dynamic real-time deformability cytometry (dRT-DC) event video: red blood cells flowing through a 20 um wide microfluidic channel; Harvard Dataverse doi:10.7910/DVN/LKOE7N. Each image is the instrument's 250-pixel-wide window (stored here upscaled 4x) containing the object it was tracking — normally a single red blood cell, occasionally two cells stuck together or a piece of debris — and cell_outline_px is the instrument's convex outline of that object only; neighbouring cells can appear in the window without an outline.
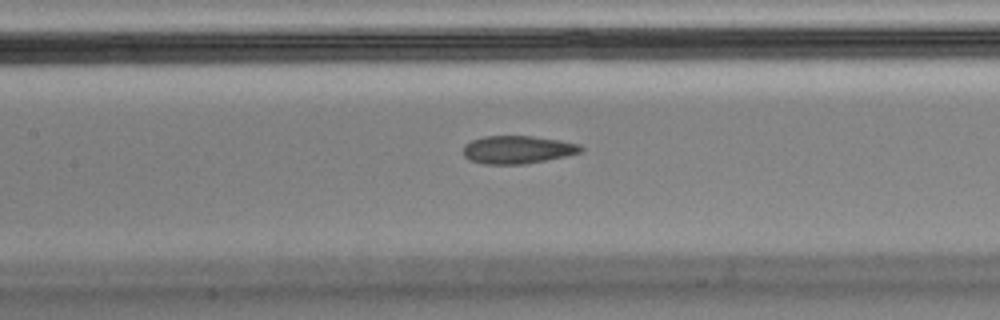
{"species": "Egyptian fruit bat (a non-hibernating species)", "species_latin": "Rousettus aegyptiacus", "temperature_condition": "cold", "stored_images_in_passage": 34, "camera_frame_rate_fps": 3000, "um_per_image_px": 0.085, "animal": {"sex": "male"}, "frame": {"image": 1, "passage_image": 13, "time_ms": 4.0, "image_size_px": [1000, 320], "cell_outline_px": [[584, 148], [580, 152], [564, 156], [524, 164], [484, 164], [468, 160], [464, 156], [464, 144], [472, 140], [484, 136], [532, 136], [560, 140], [580, 144]], "centroid_in_image_um": [43.96, 12.71], "position_along_channel_um": 163.4, "area_um2": 19.07}}
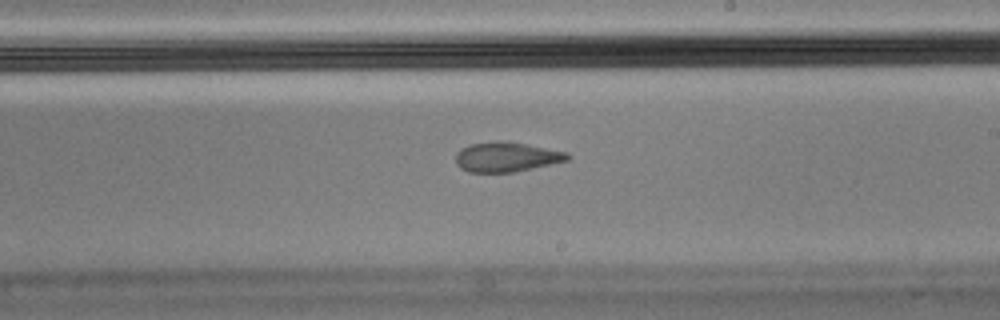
{"frame": {"image": 2, "passage_image": 20, "time_ms": 6.333, "image_size_px": [1000, 320], "cell_outline_px": [[572, 156], [568, 160], [552, 164], [512, 172], [468, 172], [460, 168], [456, 164], [456, 152], [460, 148], [472, 144], [500, 140], [504, 140], [568, 152]], "centroid_in_image_um": [43.04, 13.33], "position_along_channel_um": 246.0, "area_um2": 19.42}}
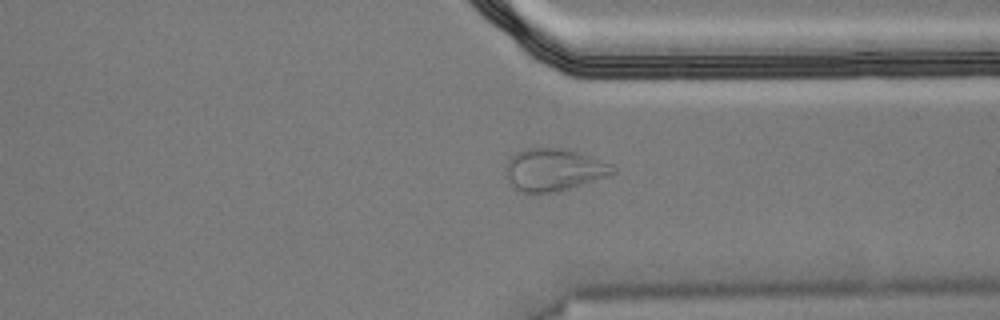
{"frame": {"image": 3, "passage_image": 30, "time_ms": 9.667, "image_size_px": [1000, 320], "cell_outline_px": [[616, 172], [608, 176], [556, 192], [516, 192], [512, 188], [504, 176], [504, 168], [508, 160], [516, 152], [524, 148], [572, 148], [612, 164], [616, 168]], "centroid_in_image_um": [47.04, 14.41], "position_along_channel_um": 364.4, "area_um2": 27.05}}